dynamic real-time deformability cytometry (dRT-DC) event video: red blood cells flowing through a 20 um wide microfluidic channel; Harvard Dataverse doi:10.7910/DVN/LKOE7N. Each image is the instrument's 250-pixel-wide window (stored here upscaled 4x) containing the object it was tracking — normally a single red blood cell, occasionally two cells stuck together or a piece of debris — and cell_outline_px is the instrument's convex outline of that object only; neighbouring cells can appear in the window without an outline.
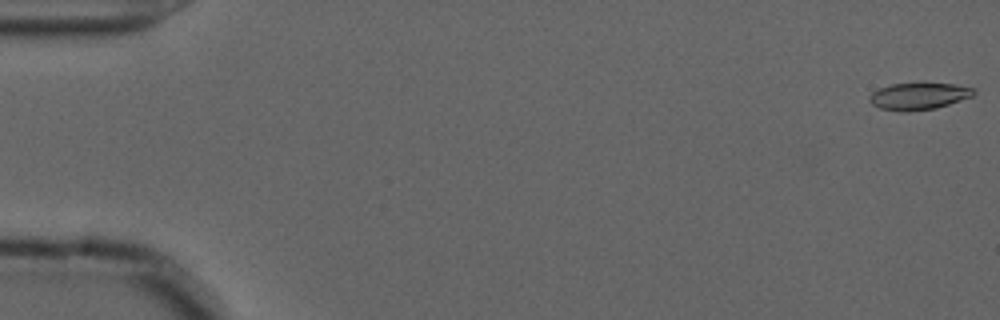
{"species": "common noctule bat (a hibernating species)", "species_latin": "Nyctalus noctula", "temperature_condition": "cold", "stored_images_in_passage": 57, "camera_frame_rate_fps": 3000, "um_per_image_px": 0.085, "animal": {"sex": "male", "forearm_length_mm": 52.5}, "frame": {"image": 1, "passage_image": 1, "time_ms": 0.0, "image_size_px": [1000, 320], "cell_outline_px": [[976, 92], [972, 96], [936, 108], [908, 112], [904, 112], [880, 108], [872, 104], [868, 100], [868, 96], [872, 92], [880, 88], [892, 84], [956, 84], [976, 88]], "centroid_in_image_um": [78.08, 8.18], "position_along_channel_um": 6.9, "area_um2": 16.24}}
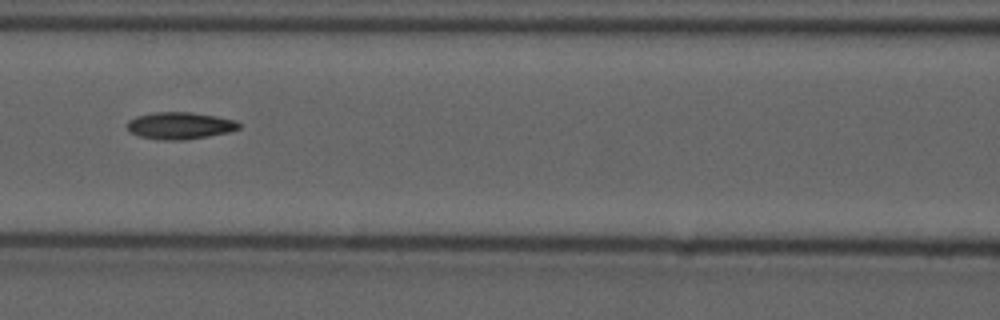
{"frame": {"image": 2, "passage_image": 25, "time_ms": 8.0, "image_size_px": [1000, 320], "cell_outline_px": [[244, 124], [240, 128], [228, 132], [208, 136], [184, 140], [164, 140], [140, 136], [132, 132], [128, 128], [128, 120], [136, 116], [152, 112], [192, 112], [216, 116], [236, 120]], "centroid_in_image_um": [15.34, 10.66], "position_along_channel_um": 151.3, "area_um2": 17.63}}
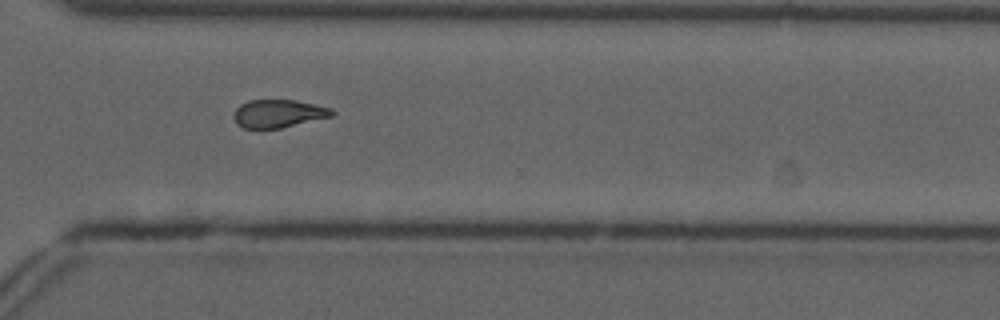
{"frame": {"image": 3, "passage_image": 41, "time_ms": 13.333, "image_size_px": [1000, 320], "cell_outline_px": [[336, 112], [332, 116], [280, 128], [244, 128], [236, 124], [232, 116], [236, 108], [240, 104], [248, 100], [296, 100], [332, 108]], "centroid_in_image_um": [23.64, 9.64], "position_along_channel_um": 347.0, "area_um2": 16.07}, "authors_computed_cell_mechanics": {"area_um2": 17.051, "velocity_mm_per_s": 3.6817, "shape_relaxation_time_tau1_ms": null, "shape_relaxation_time_tau2_ms": 4.3512, "deformation_change_tau1": null, "deformation_change_tau2": 0.1234}}